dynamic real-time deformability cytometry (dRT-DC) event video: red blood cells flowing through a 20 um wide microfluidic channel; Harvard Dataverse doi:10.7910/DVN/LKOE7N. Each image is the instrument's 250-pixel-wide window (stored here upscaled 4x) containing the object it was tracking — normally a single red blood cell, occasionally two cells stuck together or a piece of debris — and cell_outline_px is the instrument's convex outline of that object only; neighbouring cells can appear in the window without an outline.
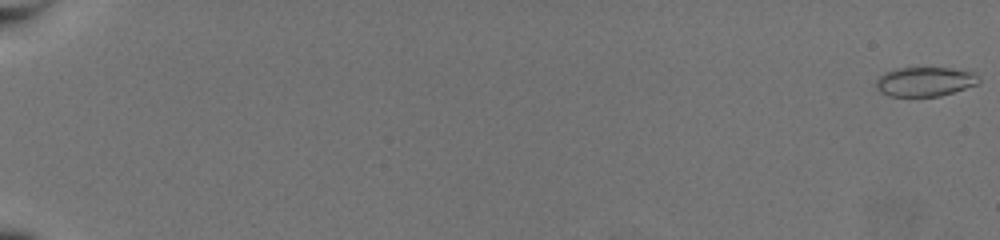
{"species": "common noctule bat (a hibernating species)", "species_latin": "Nyctalus noctula", "temperature_condition": "warm", "stored_images_in_passage": 60, "camera_frame_rate_fps": 3000, "um_per_image_px": 0.085, "animal": {"sex": "female", "body_mass_g": 19.5, "forearm_length_mm": 54.1}, "frame": {"image": 1, "passage_image": 1, "time_ms": 0.0, "image_size_px": [1000, 240], "cell_outline_px": [[980, 80], [976, 84], [940, 96], [888, 96], [880, 92], [876, 88], [876, 80], [884, 72], [896, 68], [948, 68], [972, 72], [980, 76]], "centroid_in_image_um": [78.58, 6.94], "position_along_channel_um": 6.4, "area_um2": 17.46}}
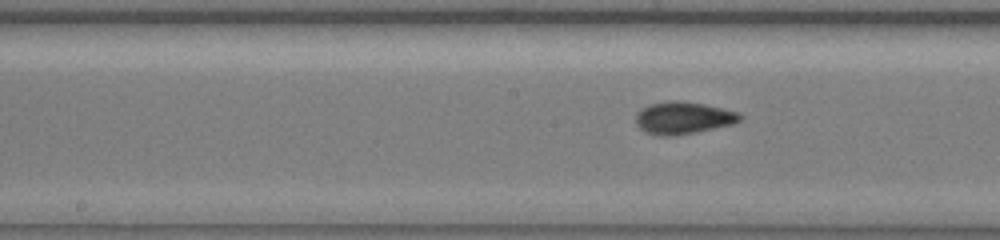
{"frame": {"image": 2, "passage_image": 35, "time_ms": 11.333, "image_size_px": [1000, 240], "cell_outline_px": [[744, 116], [740, 120], [732, 124], [696, 132], [676, 136], [656, 136], [640, 128], [636, 124], [636, 112], [640, 108], [648, 104], [668, 100], [676, 100], [704, 104], [740, 112]], "centroid_in_image_um": [58.05, 10.01], "position_along_channel_um": 190.1, "area_um2": 19.83}}
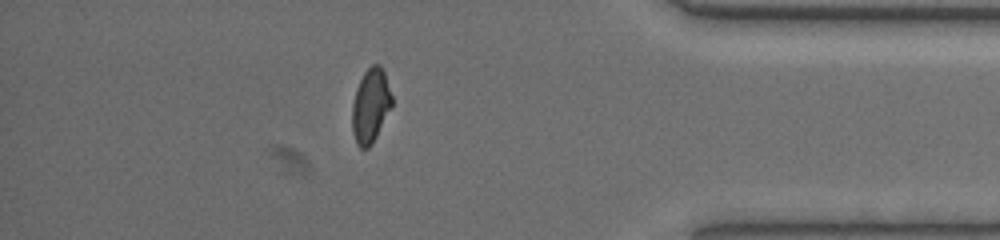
{"frame": {"image": 3, "passage_image": 54, "time_ms": 17.667, "image_size_px": [1000, 240], "cell_outline_px": [[392, 104], [372, 144], [368, 148], [360, 148], [356, 144], [352, 132], [352, 104], [356, 88], [364, 72], [372, 64], [380, 64], [384, 72], [392, 96]], "centroid_in_image_um": [31.48, 8.98], "position_along_channel_um": 403.7, "area_um2": 17.05}, "authors_computed_cell_mechanics": {"area_um2": 17.9469, "velocity_mm_per_s": 3.7508, "shape_relaxation_time_tau1_ms": 4.7568, "shape_relaxation_time_tau2_ms": 1.3259, "deformation_change_tau1": 0.1384, "deformation_change_tau2": 0.0392}}